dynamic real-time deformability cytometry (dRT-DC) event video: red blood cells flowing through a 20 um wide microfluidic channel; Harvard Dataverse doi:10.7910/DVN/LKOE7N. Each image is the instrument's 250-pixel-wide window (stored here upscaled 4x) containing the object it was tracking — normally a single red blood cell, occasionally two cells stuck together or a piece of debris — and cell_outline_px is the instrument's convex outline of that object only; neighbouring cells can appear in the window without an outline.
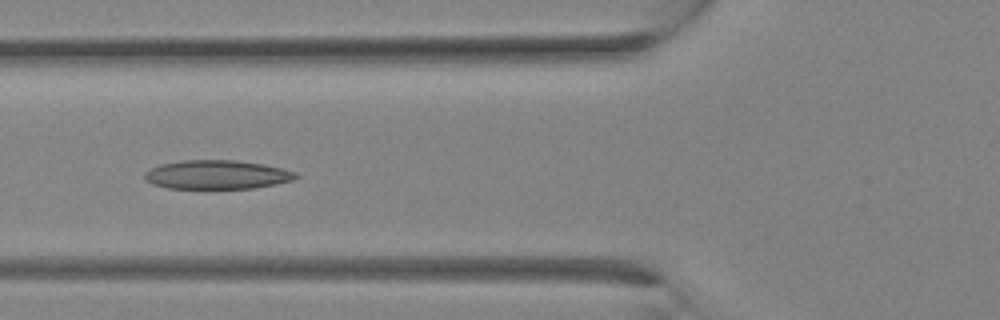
{"species": "Egyptian fruit bat (a non-hibernating species)", "species_latin": "Rousettus aegyptiacus", "temperature_condition": "room temperature", "stored_images_in_passage": 25, "camera_frame_rate_fps": 3000, "um_per_image_px": 0.085, "animal": {"sex": "female"}, "frame": {"image": 1, "passage_image": 7, "time_ms": 2.0, "image_size_px": [1000, 320], "cell_outline_px": [[300, 176], [292, 180], [276, 184], [252, 188], [168, 188], [152, 184], [144, 180], [144, 172], [160, 164], [180, 160], [236, 160], [264, 164], [296, 172]], "centroid_in_image_um": [18.42, 14.84], "position_along_channel_um": 107.4, "area_um2": 25.49}}
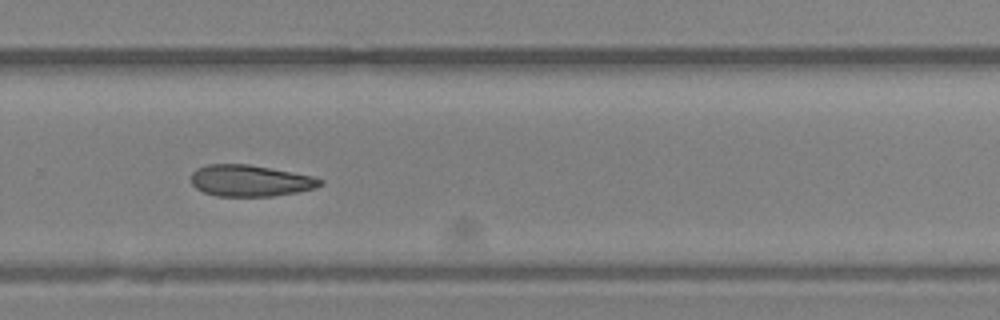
{"frame": {"image": 2, "passage_image": 16, "time_ms": 5.0, "image_size_px": [1000, 320], "cell_outline_px": [[324, 184], [316, 188], [296, 192], [272, 196], [216, 196], [204, 192], [196, 188], [192, 184], [192, 172], [196, 168], [208, 164], [248, 164], [312, 176], [324, 180]], "centroid_in_image_um": [21.27, 15.36], "position_along_channel_um": 308.5, "area_um2": 23.58}}
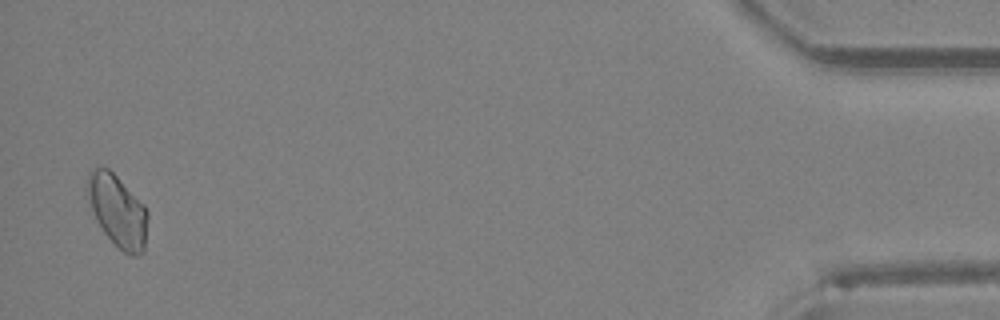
{"frame": {"image": 3, "passage_image": 25, "time_ms": 8.0, "image_size_px": [1000, 320], "cell_outline_px": [[148, 220], [144, 252], [136, 256], [132, 256], [124, 252], [104, 232], [88, 200], [84, 188], [88, 172], [92, 168], [108, 168], [144, 204], [148, 212]], "centroid_in_image_um": [10.0, 17.89], "position_along_channel_um": 425.2, "area_um2": 25.2}}